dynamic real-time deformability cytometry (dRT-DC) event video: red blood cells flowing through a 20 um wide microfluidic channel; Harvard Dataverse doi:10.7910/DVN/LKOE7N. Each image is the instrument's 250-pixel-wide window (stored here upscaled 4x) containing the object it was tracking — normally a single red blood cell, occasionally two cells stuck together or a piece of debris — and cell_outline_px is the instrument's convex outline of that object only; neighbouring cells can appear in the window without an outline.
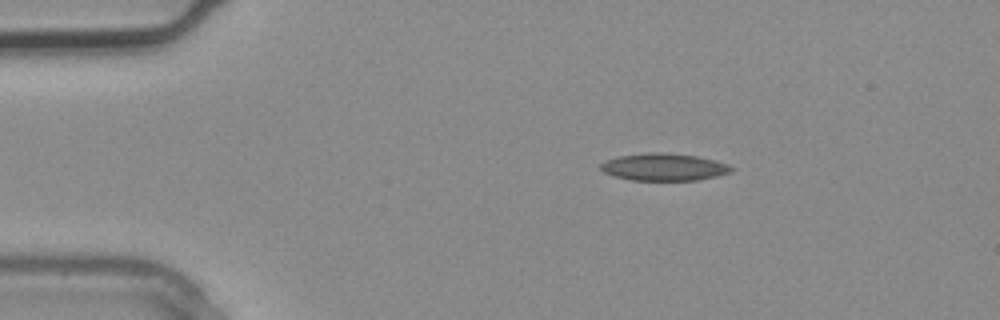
{"species": "common noctule bat (a hibernating species)", "species_latin": "Nyctalus noctula", "temperature_condition": "warm", "stored_images_in_passage": 2, "camera_frame_rate_fps": 3000, "um_per_image_px": 0.085, "animal": {"sex": "male", "body_mass_g": 20.4}, "frame": {"image": 1, "passage_image": 1, "time_ms": 0.0, "image_size_px": [1000, 320], "cell_outline_px": [[732, 172], [716, 176], [696, 180], [632, 180], [616, 176], [604, 172], [600, 168], [600, 164], [604, 160], [620, 156], [652, 152], [660, 152], [696, 156], [716, 160], [728, 164], [732, 168]], "centroid_in_image_um": [56.44, 14.19], "position_along_channel_um": 28.6, "area_um2": 20.58}}
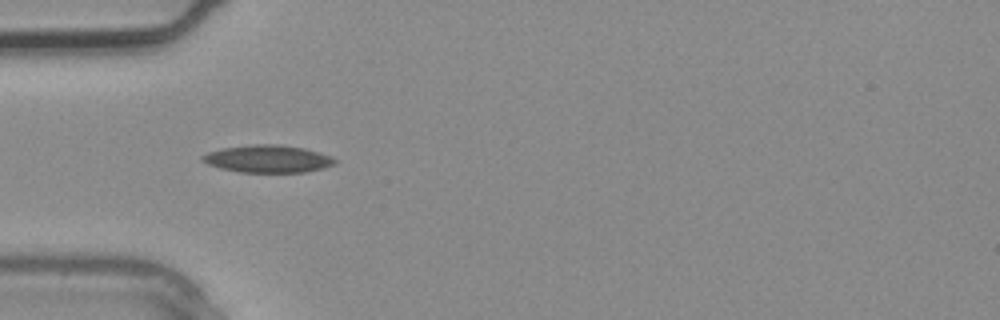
{"frame": {"image": 2, "passage_image": 2, "time_ms": 0.333, "image_size_px": [1000, 320], "cell_outline_px": [[336, 164], [324, 168], [304, 172], [240, 172], [220, 168], [208, 164], [200, 160], [200, 156], [208, 152], [224, 148], [252, 144], [280, 144], [304, 148], [320, 152], [332, 156], [336, 160]], "centroid_in_image_um": [22.78, 13.5], "position_along_channel_um": 62.2, "area_um2": 21.33}}